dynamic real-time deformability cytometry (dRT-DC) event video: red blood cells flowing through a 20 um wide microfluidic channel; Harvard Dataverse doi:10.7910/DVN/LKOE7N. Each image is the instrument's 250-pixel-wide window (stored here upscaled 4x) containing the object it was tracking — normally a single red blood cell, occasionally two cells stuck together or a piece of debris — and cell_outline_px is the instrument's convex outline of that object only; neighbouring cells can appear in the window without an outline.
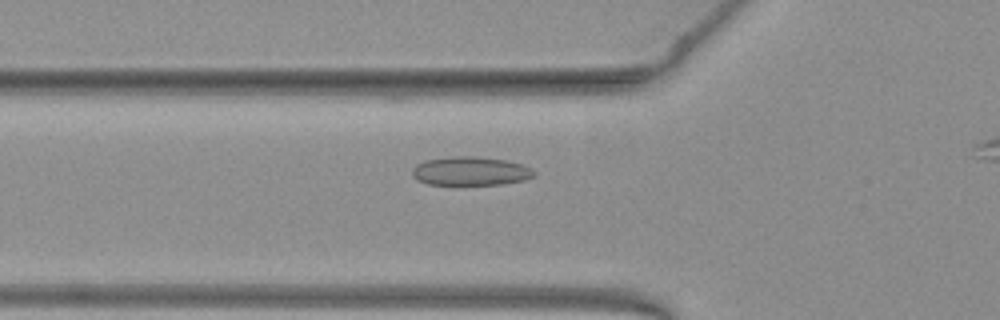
{"species": "common noctule bat (a hibernating species)", "species_latin": "Nyctalus noctula", "temperature_condition": "warm", "stored_images_in_passage": 39, "camera_frame_rate_fps": 3000, "um_per_image_px": 0.085, "animal": {"sex": "female", "body_mass_g": 19.3, "forearm_length_mm": 54.1}, "frame": {"image": 1, "passage_image": 12, "time_ms": 3.667, "image_size_px": [1000, 320], "cell_outline_px": [[536, 176], [524, 180], [500, 184], [428, 184], [416, 180], [412, 176], [412, 168], [416, 164], [424, 160], [456, 156], [476, 156], [504, 160], [520, 164], [532, 168], [536, 172]], "centroid_in_image_um": [39.98, 14.54], "position_along_channel_um": 85.8, "area_um2": 20.4}}
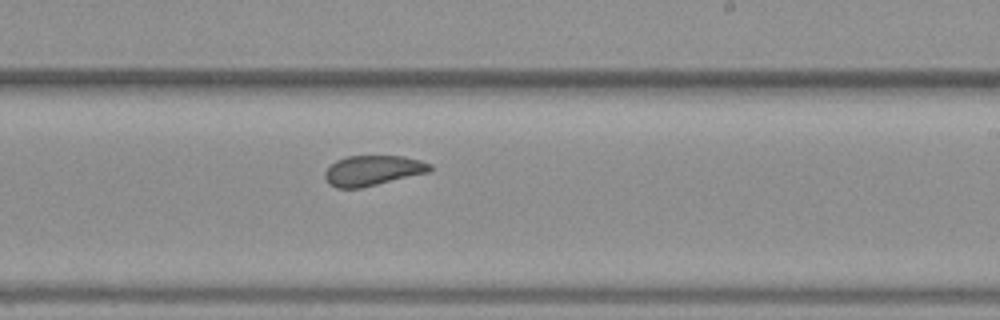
{"frame": {"image": 2, "passage_image": 25, "time_ms": 8.0, "image_size_px": [1000, 320], "cell_outline_px": [[432, 172], [360, 188], [336, 188], [328, 184], [324, 176], [324, 172], [336, 160], [348, 156], [404, 156], [420, 160], [432, 164]], "centroid_in_image_um": [31.71, 14.5], "position_along_channel_um": 257.3, "area_um2": 18.67}}
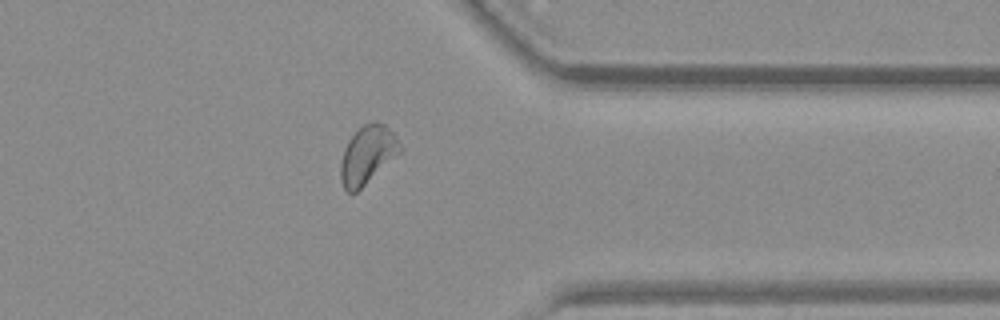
{"frame": {"image": 3, "passage_image": 35, "time_ms": 11.333, "image_size_px": [1000, 320], "cell_outline_px": [[404, 148], [400, 152], [356, 192], [348, 192], [344, 188], [340, 180], [340, 164], [344, 148], [348, 140], [364, 124], [376, 120], [384, 124], [396, 136]], "centroid_in_image_um": [31.23, 13.14], "position_along_channel_um": 380.2, "area_um2": 19.88}, "authors_computed_cell_mechanics": {"area_um2": 19.4208, "velocity_mm_per_s": 3.9509, "shape_relaxation_time_tau1_ms": 6.3947, "shape_relaxation_time_tau2_ms": 1.7226, "deformation_change_tau1": 0.1261, "deformation_change_tau2": 0.0774}}